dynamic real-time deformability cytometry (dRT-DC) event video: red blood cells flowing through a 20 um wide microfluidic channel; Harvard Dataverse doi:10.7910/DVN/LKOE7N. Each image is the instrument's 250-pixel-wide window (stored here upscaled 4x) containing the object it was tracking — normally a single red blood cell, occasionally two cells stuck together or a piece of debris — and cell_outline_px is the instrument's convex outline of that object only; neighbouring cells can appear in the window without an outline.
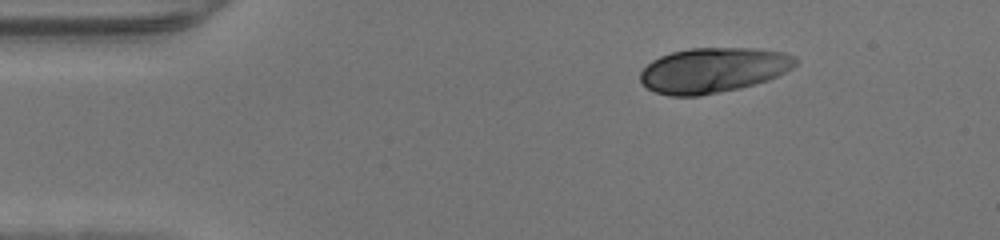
{"species": "human", "species_latin": "Homo sapiens", "temperature_condition": "warm", "stored_images_in_passage": 41, "camera_frame_rate_fps": 3000, "um_per_image_px": 0.085, "donor": {"sex": "male"}, "frame": {"image": 1, "passage_image": 1, "time_ms": 0.0, "image_size_px": [1000, 240], "cell_outline_px": [[800, 60], [792, 68], [768, 80], [740, 88], [700, 96], [668, 96], [656, 92], [648, 88], [640, 80], [640, 72], [652, 60], [660, 56], [672, 52], [688, 48], [752, 48], [784, 52], [796, 56]], "centroid_in_image_um": [60.63, 5.96], "position_along_channel_um": 24.4, "area_um2": 40.86}}
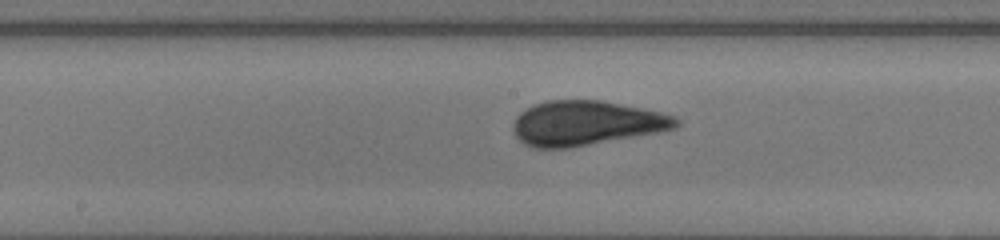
{"frame": {"image": 2, "passage_image": 18, "time_ms": 5.667, "image_size_px": [1000, 240], "cell_outline_px": [[680, 124], [676, 128], [660, 132], [568, 148], [532, 148], [524, 144], [516, 136], [512, 128], [516, 116], [524, 108], [548, 100], [600, 100], [660, 112], [676, 116], [680, 120]], "centroid_in_image_um": [49.81, 10.47], "position_along_channel_um": 198.4, "area_um2": 42.43}}
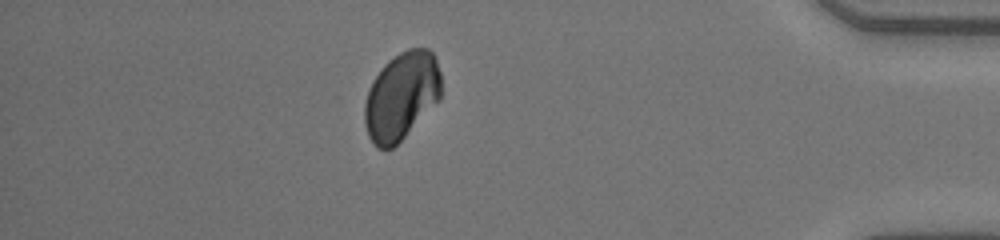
{"frame": {"image": 3, "passage_image": 35, "time_ms": 11.333, "image_size_px": [1000, 240], "cell_outline_px": [[440, 100], [392, 148], [376, 148], [372, 144], [368, 136], [364, 124], [364, 104], [372, 80], [384, 64], [388, 60], [400, 52], [408, 48], [428, 48], [432, 52], [436, 60], [440, 72]], "centroid_in_image_um": [34.1, 8.16], "position_along_channel_um": 401.1, "area_um2": 39.13}}